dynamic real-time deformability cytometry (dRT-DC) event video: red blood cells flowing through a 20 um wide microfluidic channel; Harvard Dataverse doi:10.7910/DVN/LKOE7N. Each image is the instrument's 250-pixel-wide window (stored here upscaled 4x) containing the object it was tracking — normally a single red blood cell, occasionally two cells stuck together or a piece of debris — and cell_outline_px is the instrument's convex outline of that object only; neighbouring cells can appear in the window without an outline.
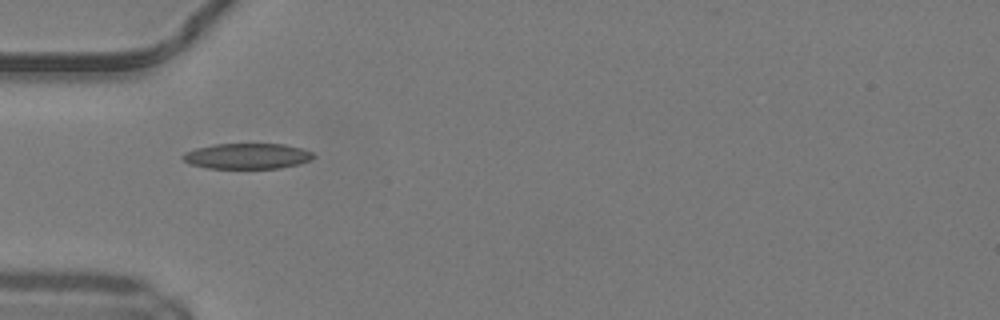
{"species": "common noctule bat (a hibernating species)", "species_latin": "Nyctalus noctula", "temperature_condition": "warm", "stored_images_in_passage": 31, "camera_frame_rate_fps": 3000, "um_per_image_px": 0.085, "animal": {"sex": "male", "body_mass_g": 19.2, "forearm_length_mm": 51.8}, "frame": {"image": 1, "passage_image": 1, "time_ms": 0.0, "image_size_px": [1000, 320], "cell_outline_px": [[316, 156], [312, 160], [300, 164], [280, 168], [208, 168], [188, 164], [180, 156], [184, 152], [196, 148], [216, 144], [284, 144], [304, 148], [312, 152]], "centroid_in_image_um": [21.04, 13.27], "position_along_channel_um": 64.0, "area_um2": 19.71}}
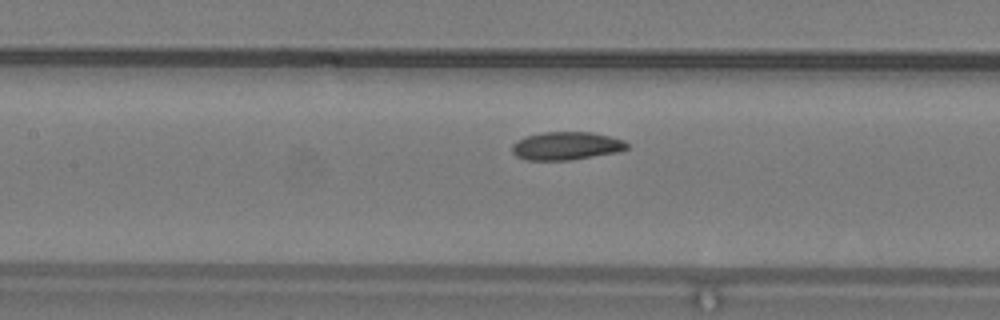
{"frame": {"image": 2, "passage_image": 8, "time_ms": 2.333, "image_size_px": [1000, 320], "cell_outline_px": [[628, 148], [620, 152], [572, 160], [524, 160], [516, 156], [512, 152], [512, 144], [516, 140], [528, 136], [544, 132], [592, 132], [624, 140], [628, 144]], "centroid_in_image_um": [48.14, 12.41], "position_along_channel_um": 159.3, "area_um2": 18.96}}
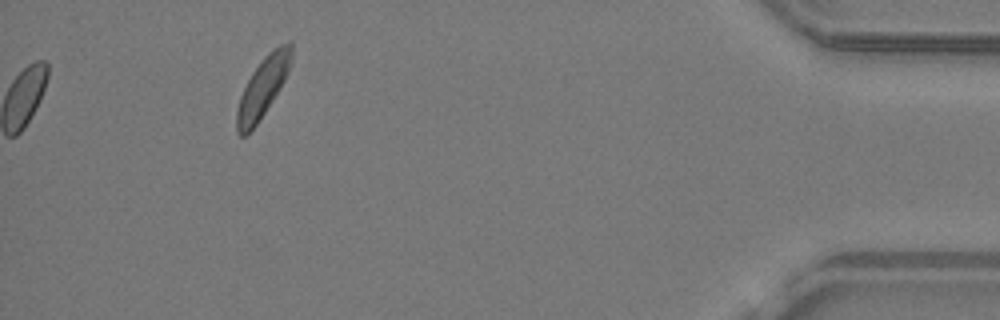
{"frame": {"image": 3, "passage_image": 31, "time_ms": 10.0, "image_size_px": [1000, 320], "cell_outline_px": [[292, 60], [288, 72], [280, 88], [256, 124], [244, 136], [240, 136], [236, 132], [236, 112], [240, 96], [252, 72], [264, 56], [272, 48], [280, 44], [292, 44]], "centroid_in_image_um": [22.33, 7.4], "position_along_channel_um": 412.9, "area_um2": 18.67}, "authors_computed_cell_mechanics": {"area_um2": 18.9584, "velocity_mm_per_s": 4.1264, "shape_relaxation_time_tau1_ms": 2.005, "shape_relaxation_time_tau2_ms": null, "deformation_change_tau1": 0.096, "deformation_change_tau2": null}}